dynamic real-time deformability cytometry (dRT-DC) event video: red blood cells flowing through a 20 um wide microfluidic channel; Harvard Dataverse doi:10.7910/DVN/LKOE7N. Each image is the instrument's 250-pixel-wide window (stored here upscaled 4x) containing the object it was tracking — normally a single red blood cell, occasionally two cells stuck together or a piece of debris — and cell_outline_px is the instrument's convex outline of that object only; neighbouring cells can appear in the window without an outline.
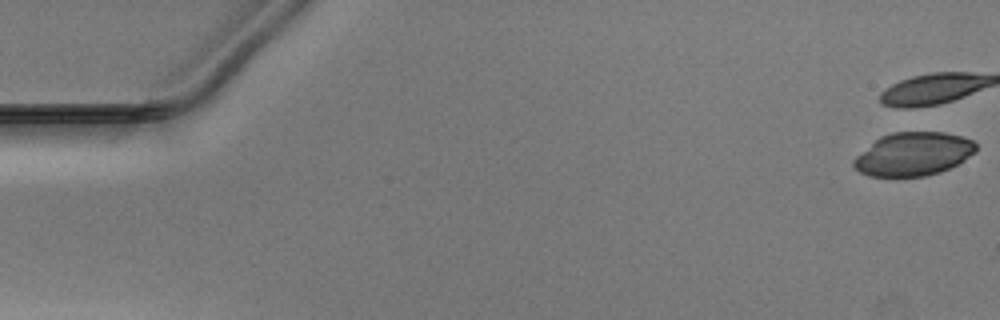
{"species": "Egyptian fruit bat (a non-hibernating species)", "species_latin": "Rousettus aegyptiacus", "temperature_condition": "warm", "stored_images_in_passage": 15, "camera_frame_rate_fps": 3000, "um_per_image_px": 0.085, "animal": {"sex": "male"}, "frame": {"image": 1, "passage_image": 1, "time_ms": 0.0, "image_size_px": [1000, 320], "cell_outline_px": [[976, 152], [964, 160], [940, 172], [924, 176], [868, 176], [860, 172], [852, 164], [852, 160], [856, 156], [880, 136], [892, 132], [944, 132], [960, 136], [972, 140], [976, 144]], "centroid_in_image_um": [77.62, 13.09], "position_along_channel_um": 7.4, "area_um2": 30.75}}